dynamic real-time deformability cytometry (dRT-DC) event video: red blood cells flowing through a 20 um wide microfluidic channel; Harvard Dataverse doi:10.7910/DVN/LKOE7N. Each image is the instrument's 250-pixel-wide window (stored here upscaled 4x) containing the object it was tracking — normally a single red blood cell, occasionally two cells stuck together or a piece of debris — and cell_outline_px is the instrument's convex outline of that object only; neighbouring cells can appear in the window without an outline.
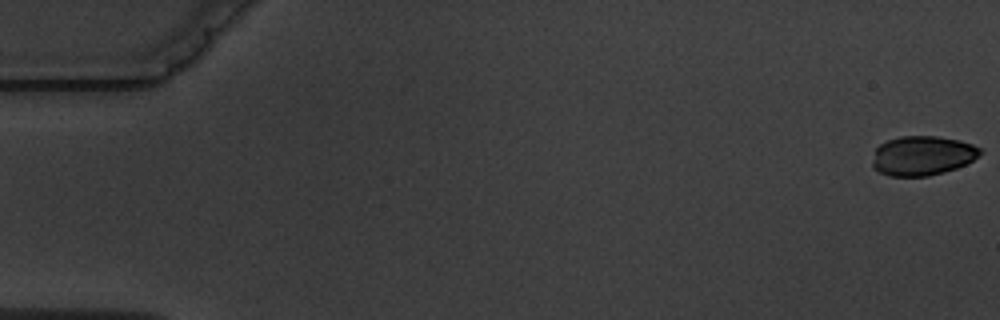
{"species": "common noctule bat (a hibernating species)", "species_latin": "Nyctalus noctula", "temperature_condition": "warm", "stored_images_in_passage": 7, "camera_frame_rate_fps": 3000, "um_per_image_px": 0.085, "animal": {"sex": "male", "body_mass_g": 19.5, "forearm_length_mm": 54.6}, "frame": {"image": 1, "passage_image": 1, "time_ms": 0.0, "image_size_px": [1000, 320], "cell_outline_px": [[984, 152], [972, 160], [956, 168], [944, 172], [928, 176], [888, 176], [880, 172], [872, 164], [872, 160], [876, 148], [880, 144], [888, 140], [900, 136], [936, 136], [960, 140], [972, 144], [980, 148]], "centroid_in_image_um": [78.41, 13.22], "position_along_channel_um": 6.6, "area_um2": 24.74}}
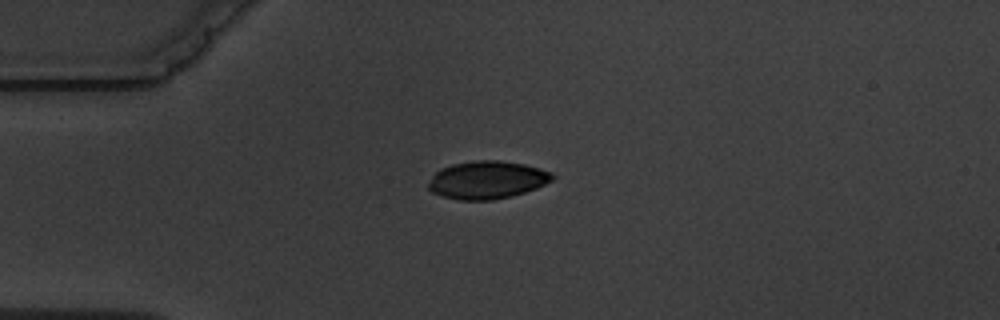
{"frame": {"image": 2, "passage_image": 5, "time_ms": 4.667, "image_size_px": [1000, 320], "cell_outline_px": [[556, 176], [552, 180], [536, 188], [512, 196], [492, 200], [460, 200], [440, 196], [432, 192], [428, 188], [428, 184], [432, 176], [440, 168], [452, 164], [476, 160], [500, 160], [524, 164], [540, 168], [552, 172]], "centroid_in_image_um": [41.4, 15.29], "position_along_channel_um": 43.6, "area_um2": 27.46}}
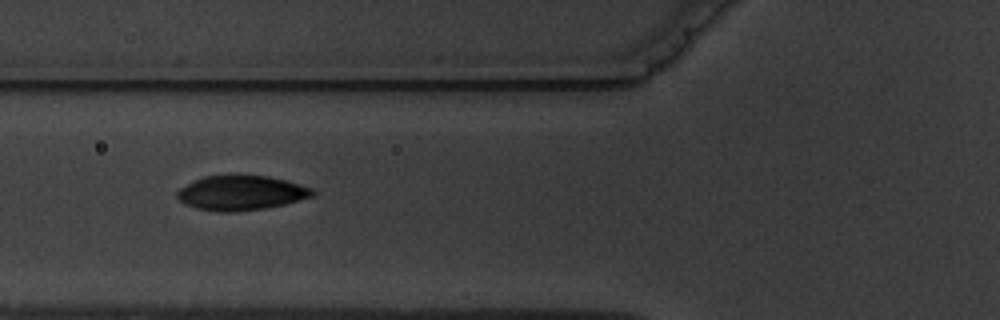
{"frame": {"image": 3, "passage_image": 7, "time_ms": 7.0, "image_size_px": [1000, 320], "cell_outline_px": [[316, 192], [312, 196], [284, 204], [264, 208], [236, 212], [216, 212], [196, 208], [184, 204], [176, 196], [176, 192], [180, 188], [204, 176], [228, 172], [240, 172], [268, 176], [288, 180], [312, 188]], "centroid_in_image_um": [20.47, 16.35], "position_along_channel_um": 105.3, "area_um2": 28.26}}